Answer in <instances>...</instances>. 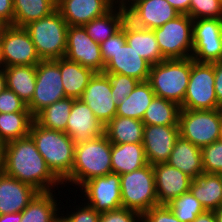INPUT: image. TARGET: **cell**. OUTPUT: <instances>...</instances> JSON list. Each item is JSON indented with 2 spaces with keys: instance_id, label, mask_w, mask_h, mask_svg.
<instances>
[{
  "instance_id": "45",
  "label": "cell",
  "mask_w": 222,
  "mask_h": 222,
  "mask_svg": "<svg viewBox=\"0 0 222 222\" xmlns=\"http://www.w3.org/2000/svg\"><path fill=\"white\" fill-rule=\"evenodd\" d=\"M125 34V22L122 25V28L116 32L113 36H110L108 39L100 43L101 55L106 65L111 58L114 56L115 51L117 50V41Z\"/></svg>"
},
{
  "instance_id": "6",
  "label": "cell",
  "mask_w": 222,
  "mask_h": 222,
  "mask_svg": "<svg viewBox=\"0 0 222 222\" xmlns=\"http://www.w3.org/2000/svg\"><path fill=\"white\" fill-rule=\"evenodd\" d=\"M119 176L122 207L142 216L147 210L159 205L151 164Z\"/></svg>"
},
{
  "instance_id": "47",
  "label": "cell",
  "mask_w": 222,
  "mask_h": 222,
  "mask_svg": "<svg viewBox=\"0 0 222 222\" xmlns=\"http://www.w3.org/2000/svg\"><path fill=\"white\" fill-rule=\"evenodd\" d=\"M214 89L219 106L222 108V60L214 62Z\"/></svg>"
},
{
  "instance_id": "14",
  "label": "cell",
  "mask_w": 222,
  "mask_h": 222,
  "mask_svg": "<svg viewBox=\"0 0 222 222\" xmlns=\"http://www.w3.org/2000/svg\"><path fill=\"white\" fill-rule=\"evenodd\" d=\"M81 189L88 200L87 204L99 213L122 207L120 176L116 173L86 181Z\"/></svg>"
},
{
  "instance_id": "15",
  "label": "cell",
  "mask_w": 222,
  "mask_h": 222,
  "mask_svg": "<svg viewBox=\"0 0 222 222\" xmlns=\"http://www.w3.org/2000/svg\"><path fill=\"white\" fill-rule=\"evenodd\" d=\"M125 8L129 22L151 30L180 15L166 0H133Z\"/></svg>"
},
{
  "instance_id": "28",
  "label": "cell",
  "mask_w": 222,
  "mask_h": 222,
  "mask_svg": "<svg viewBox=\"0 0 222 222\" xmlns=\"http://www.w3.org/2000/svg\"><path fill=\"white\" fill-rule=\"evenodd\" d=\"M6 87L15 92L28 105L33 98L36 85V65L3 67Z\"/></svg>"
},
{
  "instance_id": "25",
  "label": "cell",
  "mask_w": 222,
  "mask_h": 222,
  "mask_svg": "<svg viewBox=\"0 0 222 222\" xmlns=\"http://www.w3.org/2000/svg\"><path fill=\"white\" fill-rule=\"evenodd\" d=\"M148 164L142 143H112V173L122 175L138 170Z\"/></svg>"
},
{
  "instance_id": "20",
  "label": "cell",
  "mask_w": 222,
  "mask_h": 222,
  "mask_svg": "<svg viewBox=\"0 0 222 222\" xmlns=\"http://www.w3.org/2000/svg\"><path fill=\"white\" fill-rule=\"evenodd\" d=\"M152 168L159 205H167L174 198L190 191L193 179L184 172L168 163L155 164L152 165Z\"/></svg>"
},
{
  "instance_id": "53",
  "label": "cell",
  "mask_w": 222,
  "mask_h": 222,
  "mask_svg": "<svg viewBox=\"0 0 222 222\" xmlns=\"http://www.w3.org/2000/svg\"><path fill=\"white\" fill-rule=\"evenodd\" d=\"M132 1L133 0H116V1L114 0V3H115V5L118 3L117 5L125 8Z\"/></svg>"
},
{
  "instance_id": "54",
  "label": "cell",
  "mask_w": 222,
  "mask_h": 222,
  "mask_svg": "<svg viewBox=\"0 0 222 222\" xmlns=\"http://www.w3.org/2000/svg\"><path fill=\"white\" fill-rule=\"evenodd\" d=\"M220 120H221V139H222V108H220Z\"/></svg>"
},
{
  "instance_id": "18",
  "label": "cell",
  "mask_w": 222,
  "mask_h": 222,
  "mask_svg": "<svg viewBox=\"0 0 222 222\" xmlns=\"http://www.w3.org/2000/svg\"><path fill=\"white\" fill-rule=\"evenodd\" d=\"M151 65L143 59L127 42L125 34L117 41V50L105 65L104 73H115L148 81Z\"/></svg>"
},
{
  "instance_id": "5",
  "label": "cell",
  "mask_w": 222,
  "mask_h": 222,
  "mask_svg": "<svg viewBox=\"0 0 222 222\" xmlns=\"http://www.w3.org/2000/svg\"><path fill=\"white\" fill-rule=\"evenodd\" d=\"M68 27L57 9L50 15L24 26L41 60L65 57Z\"/></svg>"
},
{
  "instance_id": "34",
  "label": "cell",
  "mask_w": 222,
  "mask_h": 222,
  "mask_svg": "<svg viewBox=\"0 0 222 222\" xmlns=\"http://www.w3.org/2000/svg\"><path fill=\"white\" fill-rule=\"evenodd\" d=\"M33 121L31 112L0 113V147L28 136Z\"/></svg>"
},
{
  "instance_id": "19",
  "label": "cell",
  "mask_w": 222,
  "mask_h": 222,
  "mask_svg": "<svg viewBox=\"0 0 222 222\" xmlns=\"http://www.w3.org/2000/svg\"><path fill=\"white\" fill-rule=\"evenodd\" d=\"M75 144L98 138L104 134V125L94 116L89 106L75 99L71 107L66 131Z\"/></svg>"
},
{
  "instance_id": "10",
  "label": "cell",
  "mask_w": 222,
  "mask_h": 222,
  "mask_svg": "<svg viewBox=\"0 0 222 222\" xmlns=\"http://www.w3.org/2000/svg\"><path fill=\"white\" fill-rule=\"evenodd\" d=\"M64 98L59 59L41 60L36 65L35 92L27 108L35 117L46 106Z\"/></svg>"
},
{
  "instance_id": "37",
  "label": "cell",
  "mask_w": 222,
  "mask_h": 222,
  "mask_svg": "<svg viewBox=\"0 0 222 222\" xmlns=\"http://www.w3.org/2000/svg\"><path fill=\"white\" fill-rule=\"evenodd\" d=\"M167 206L181 222H193L198 215L206 211L190 191L174 198Z\"/></svg>"
},
{
  "instance_id": "48",
  "label": "cell",
  "mask_w": 222,
  "mask_h": 222,
  "mask_svg": "<svg viewBox=\"0 0 222 222\" xmlns=\"http://www.w3.org/2000/svg\"><path fill=\"white\" fill-rule=\"evenodd\" d=\"M166 1H168L169 4L180 14L188 15L191 0H166Z\"/></svg>"
},
{
  "instance_id": "17",
  "label": "cell",
  "mask_w": 222,
  "mask_h": 222,
  "mask_svg": "<svg viewBox=\"0 0 222 222\" xmlns=\"http://www.w3.org/2000/svg\"><path fill=\"white\" fill-rule=\"evenodd\" d=\"M178 137L179 125H144L142 144L148 163H166Z\"/></svg>"
},
{
  "instance_id": "30",
  "label": "cell",
  "mask_w": 222,
  "mask_h": 222,
  "mask_svg": "<svg viewBox=\"0 0 222 222\" xmlns=\"http://www.w3.org/2000/svg\"><path fill=\"white\" fill-rule=\"evenodd\" d=\"M144 123L142 120L115 116L104 126V134L111 143H142Z\"/></svg>"
},
{
  "instance_id": "33",
  "label": "cell",
  "mask_w": 222,
  "mask_h": 222,
  "mask_svg": "<svg viewBox=\"0 0 222 222\" xmlns=\"http://www.w3.org/2000/svg\"><path fill=\"white\" fill-rule=\"evenodd\" d=\"M14 22L12 26L24 27L32 21L50 15L56 10L54 0H13Z\"/></svg>"
},
{
  "instance_id": "40",
  "label": "cell",
  "mask_w": 222,
  "mask_h": 222,
  "mask_svg": "<svg viewBox=\"0 0 222 222\" xmlns=\"http://www.w3.org/2000/svg\"><path fill=\"white\" fill-rule=\"evenodd\" d=\"M106 74L111 82V97L117 105L122 102L140 82L136 78L127 75L115 73Z\"/></svg>"
},
{
  "instance_id": "32",
  "label": "cell",
  "mask_w": 222,
  "mask_h": 222,
  "mask_svg": "<svg viewBox=\"0 0 222 222\" xmlns=\"http://www.w3.org/2000/svg\"><path fill=\"white\" fill-rule=\"evenodd\" d=\"M154 97L151 84L148 81L139 82L134 90L117 105L116 116L142 120Z\"/></svg>"
},
{
  "instance_id": "24",
  "label": "cell",
  "mask_w": 222,
  "mask_h": 222,
  "mask_svg": "<svg viewBox=\"0 0 222 222\" xmlns=\"http://www.w3.org/2000/svg\"><path fill=\"white\" fill-rule=\"evenodd\" d=\"M125 38L126 42L151 66L165 60L153 30L136 27L126 19Z\"/></svg>"
},
{
  "instance_id": "38",
  "label": "cell",
  "mask_w": 222,
  "mask_h": 222,
  "mask_svg": "<svg viewBox=\"0 0 222 222\" xmlns=\"http://www.w3.org/2000/svg\"><path fill=\"white\" fill-rule=\"evenodd\" d=\"M188 15L193 19H222L221 0H191Z\"/></svg>"
},
{
  "instance_id": "36",
  "label": "cell",
  "mask_w": 222,
  "mask_h": 222,
  "mask_svg": "<svg viewBox=\"0 0 222 222\" xmlns=\"http://www.w3.org/2000/svg\"><path fill=\"white\" fill-rule=\"evenodd\" d=\"M180 109L177 103L155 96L142 122L144 125H178Z\"/></svg>"
},
{
  "instance_id": "1",
  "label": "cell",
  "mask_w": 222,
  "mask_h": 222,
  "mask_svg": "<svg viewBox=\"0 0 222 222\" xmlns=\"http://www.w3.org/2000/svg\"><path fill=\"white\" fill-rule=\"evenodd\" d=\"M0 155L1 169L6 175L38 192H53V187L62 184L47 166L30 135L3 144Z\"/></svg>"
},
{
  "instance_id": "8",
  "label": "cell",
  "mask_w": 222,
  "mask_h": 222,
  "mask_svg": "<svg viewBox=\"0 0 222 222\" xmlns=\"http://www.w3.org/2000/svg\"><path fill=\"white\" fill-rule=\"evenodd\" d=\"M153 31L165 59L192 57L193 19L189 15L180 14Z\"/></svg>"
},
{
  "instance_id": "44",
  "label": "cell",
  "mask_w": 222,
  "mask_h": 222,
  "mask_svg": "<svg viewBox=\"0 0 222 222\" xmlns=\"http://www.w3.org/2000/svg\"><path fill=\"white\" fill-rule=\"evenodd\" d=\"M84 207L76 208L77 211L68 214L67 216H61L60 222H98L100 214L92 206H89L86 202Z\"/></svg>"
},
{
  "instance_id": "39",
  "label": "cell",
  "mask_w": 222,
  "mask_h": 222,
  "mask_svg": "<svg viewBox=\"0 0 222 222\" xmlns=\"http://www.w3.org/2000/svg\"><path fill=\"white\" fill-rule=\"evenodd\" d=\"M204 173L222 175V139L201 148Z\"/></svg>"
},
{
  "instance_id": "22",
  "label": "cell",
  "mask_w": 222,
  "mask_h": 222,
  "mask_svg": "<svg viewBox=\"0 0 222 222\" xmlns=\"http://www.w3.org/2000/svg\"><path fill=\"white\" fill-rule=\"evenodd\" d=\"M38 193L32 186L0 172V215L22 212Z\"/></svg>"
},
{
  "instance_id": "21",
  "label": "cell",
  "mask_w": 222,
  "mask_h": 222,
  "mask_svg": "<svg viewBox=\"0 0 222 222\" xmlns=\"http://www.w3.org/2000/svg\"><path fill=\"white\" fill-rule=\"evenodd\" d=\"M114 6V0H59L56 3V9L68 26H84Z\"/></svg>"
},
{
  "instance_id": "26",
  "label": "cell",
  "mask_w": 222,
  "mask_h": 222,
  "mask_svg": "<svg viewBox=\"0 0 222 222\" xmlns=\"http://www.w3.org/2000/svg\"><path fill=\"white\" fill-rule=\"evenodd\" d=\"M190 192L205 210L214 211L222 206V175L202 173L192 180Z\"/></svg>"
},
{
  "instance_id": "41",
  "label": "cell",
  "mask_w": 222,
  "mask_h": 222,
  "mask_svg": "<svg viewBox=\"0 0 222 222\" xmlns=\"http://www.w3.org/2000/svg\"><path fill=\"white\" fill-rule=\"evenodd\" d=\"M30 112L20 97L7 87L0 93V113Z\"/></svg>"
},
{
  "instance_id": "3",
  "label": "cell",
  "mask_w": 222,
  "mask_h": 222,
  "mask_svg": "<svg viewBox=\"0 0 222 222\" xmlns=\"http://www.w3.org/2000/svg\"><path fill=\"white\" fill-rule=\"evenodd\" d=\"M112 143L103 134L75 145L74 164L70 176L64 181L81 186L93 178L112 173Z\"/></svg>"
},
{
  "instance_id": "51",
  "label": "cell",
  "mask_w": 222,
  "mask_h": 222,
  "mask_svg": "<svg viewBox=\"0 0 222 222\" xmlns=\"http://www.w3.org/2000/svg\"><path fill=\"white\" fill-rule=\"evenodd\" d=\"M6 88V77L4 68H0V93Z\"/></svg>"
},
{
  "instance_id": "55",
  "label": "cell",
  "mask_w": 222,
  "mask_h": 222,
  "mask_svg": "<svg viewBox=\"0 0 222 222\" xmlns=\"http://www.w3.org/2000/svg\"><path fill=\"white\" fill-rule=\"evenodd\" d=\"M3 65H2V60H1V52H0V68H2Z\"/></svg>"
},
{
  "instance_id": "7",
  "label": "cell",
  "mask_w": 222,
  "mask_h": 222,
  "mask_svg": "<svg viewBox=\"0 0 222 222\" xmlns=\"http://www.w3.org/2000/svg\"><path fill=\"white\" fill-rule=\"evenodd\" d=\"M179 135L202 148L221 139L220 109L179 112Z\"/></svg>"
},
{
  "instance_id": "12",
  "label": "cell",
  "mask_w": 222,
  "mask_h": 222,
  "mask_svg": "<svg viewBox=\"0 0 222 222\" xmlns=\"http://www.w3.org/2000/svg\"><path fill=\"white\" fill-rule=\"evenodd\" d=\"M192 59L199 63L222 60V19L193 20Z\"/></svg>"
},
{
  "instance_id": "50",
  "label": "cell",
  "mask_w": 222,
  "mask_h": 222,
  "mask_svg": "<svg viewBox=\"0 0 222 222\" xmlns=\"http://www.w3.org/2000/svg\"><path fill=\"white\" fill-rule=\"evenodd\" d=\"M193 222H216L214 211H205L198 215Z\"/></svg>"
},
{
  "instance_id": "56",
  "label": "cell",
  "mask_w": 222,
  "mask_h": 222,
  "mask_svg": "<svg viewBox=\"0 0 222 222\" xmlns=\"http://www.w3.org/2000/svg\"><path fill=\"white\" fill-rule=\"evenodd\" d=\"M2 171V169H1V155H0V172Z\"/></svg>"
},
{
  "instance_id": "27",
  "label": "cell",
  "mask_w": 222,
  "mask_h": 222,
  "mask_svg": "<svg viewBox=\"0 0 222 222\" xmlns=\"http://www.w3.org/2000/svg\"><path fill=\"white\" fill-rule=\"evenodd\" d=\"M59 68L65 96L80 99L95 72L66 57L59 58Z\"/></svg>"
},
{
  "instance_id": "49",
  "label": "cell",
  "mask_w": 222,
  "mask_h": 222,
  "mask_svg": "<svg viewBox=\"0 0 222 222\" xmlns=\"http://www.w3.org/2000/svg\"><path fill=\"white\" fill-rule=\"evenodd\" d=\"M22 213H7L0 215V222H21Z\"/></svg>"
},
{
  "instance_id": "52",
  "label": "cell",
  "mask_w": 222,
  "mask_h": 222,
  "mask_svg": "<svg viewBox=\"0 0 222 222\" xmlns=\"http://www.w3.org/2000/svg\"><path fill=\"white\" fill-rule=\"evenodd\" d=\"M216 222H222V206L214 210Z\"/></svg>"
},
{
  "instance_id": "2",
  "label": "cell",
  "mask_w": 222,
  "mask_h": 222,
  "mask_svg": "<svg viewBox=\"0 0 222 222\" xmlns=\"http://www.w3.org/2000/svg\"><path fill=\"white\" fill-rule=\"evenodd\" d=\"M29 135L52 173L62 182L70 176L74 164L75 143L63 131L50 130L33 121Z\"/></svg>"
},
{
  "instance_id": "35",
  "label": "cell",
  "mask_w": 222,
  "mask_h": 222,
  "mask_svg": "<svg viewBox=\"0 0 222 222\" xmlns=\"http://www.w3.org/2000/svg\"><path fill=\"white\" fill-rule=\"evenodd\" d=\"M74 100V98L66 97L56 101L41 110L34 120L44 128L65 132Z\"/></svg>"
},
{
  "instance_id": "31",
  "label": "cell",
  "mask_w": 222,
  "mask_h": 222,
  "mask_svg": "<svg viewBox=\"0 0 222 222\" xmlns=\"http://www.w3.org/2000/svg\"><path fill=\"white\" fill-rule=\"evenodd\" d=\"M53 195L51 191L38 192L21 212V222H60L57 200Z\"/></svg>"
},
{
  "instance_id": "43",
  "label": "cell",
  "mask_w": 222,
  "mask_h": 222,
  "mask_svg": "<svg viewBox=\"0 0 222 222\" xmlns=\"http://www.w3.org/2000/svg\"><path fill=\"white\" fill-rule=\"evenodd\" d=\"M141 222H181L167 205H158L141 216Z\"/></svg>"
},
{
  "instance_id": "42",
  "label": "cell",
  "mask_w": 222,
  "mask_h": 222,
  "mask_svg": "<svg viewBox=\"0 0 222 222\" xmlns=\"http://www.w3.org/2000/svg\"><path fill=\"white\" fill-rule=\"evenodd\" d=\"M141 215L124 207L102 212L98 222H140Z\"/></svg>"
},
{
  "instance_id": "23",
  "label": "cell",
  "mask_w": 222,
  "mask_h": 222,
  "mask_svg": "<svg viewBox=\"0 0 222 222\" xmlns=\"http://www.w3.org/2000/svg\"><path fill=\"white\" fill-rule=\"evenodd\" d=\"M166 163L184 172L192 179L199 177L204 172L201 148L193 145L180 135L176 139Z\"/></svg>"
},
{
  "instance_id": "46",
  "label": "cell",
  "mask_w": 222,
  "mask_h": 222,
  "mask_svg": "<svg viewBox=\"0 0 222 222\" xmlns=\"http://www.w3.org/2000/svg\"><path fill=\"white\" fill-rule=\"evenodd\" d=\"M13 0H0V26L13 25Z\"/></svg>"
},
{
  "instance_id": "13",
  "label": "cell",
  "mask_w": 222,
  "mask_h": 222,
  "mask_svg": "<svg viewBox=\"0 0 222 222\" xmlns=\"http://www.w3.org/2000/svg\"><path fill=\"white\" fill-rule=\"evenodd\" d=\"M65 57L94 72L104 71L100 44L88 36L83 26L68 27Z\"/></svg>"
},
{
  "instance_id": "11",
  "label": "cell",
  "mask_w": 222,
  "mask_h": 222,
  "mask_svg": "<svg viewBox=\"0 0 222 222\" xmlns=\"http://www.w3.org/2000/svg\"><path fill=\"white\" fill-rule=\"evenodd\" d=\"M0 52L3 67L37 65L41 61L24 27L0 26Z\"/></svg>"
},
{
  "instance_id": "16",
  "label": "cell",
  "mask_w": 222,
  "mask_h": 222,
  "mask_svg": "<svg viewBox=\"0 0 222 222\" xmlns=\"http://www.w3.org/2000/svg\"><path fill=\"white\" fill-rule=\"evenodd\" d=\"M111 82L104 72H95L80 98L105 126L116 116L117 104L111 97Z\"/></svg>"
},
{
  "instance_id": "9",
  "label": "cell",
  "mask_w": 222,
  "mask_h": 222,
  "mask_svg": "<svg viewBox=\"0 0 222 222\" xmlns=\"http://www.w3.org/2000/svg\"><path fill=\"white\" fill-rule=\"evenodd\" d=\"M214 63H199L192 59L189 83L181 109H220L214 89Z\"/></svg>"
},
{
  "instance_id": "4",
  "label": "cell",
  "mask_w": 222,
  "mask_h": 222,
  "mask_svg": "<svg viewBox=\"0 0 222 222\" xmlns=\"http://www.w3.org/2000/svg\"><path fill=\"white\" fill-rule=\"evenodd\" d=\"M192 57L185 59H165L150 67L148 82L156 97L183 103L189 83Z\"/></svg>"
},
{
  "instance_id": "29",
  "label": "cell",
  "mask_w": 222,
  "mask_h": 222,
  "mask_svg": "<svg viewBox=\"0 0 222 222\" xmlns=\"http://www.w3.org/2000/svg\"><path fill=\"white\" fill-rule=\"evenodd\" d=\"M126 19V8L115 5L109 12L103 16L94 18L83 27L86 30L88 36L100 44L118 32L122 28V25Z\"/></svg>"
}]
</instances>
